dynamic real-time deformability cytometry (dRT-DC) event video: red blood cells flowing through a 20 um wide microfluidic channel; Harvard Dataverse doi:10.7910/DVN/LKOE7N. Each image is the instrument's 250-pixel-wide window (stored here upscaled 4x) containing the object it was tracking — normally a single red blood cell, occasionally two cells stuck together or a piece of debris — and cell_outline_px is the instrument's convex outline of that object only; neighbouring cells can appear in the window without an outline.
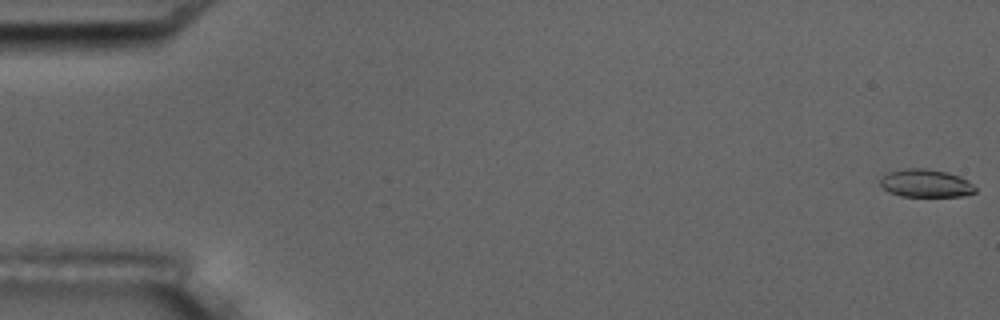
{"species": "common noctule bat (a hibernating species)", "species_latin": "Nyctalus noctula", "temperature_condition": "room temperature", "stored_images_in_passage": 5, "camera_frame_rate_fps": 3000, "um_per_image_px": 0.085, "animal": {"sex": "male", "body_mass_g": 17.5, "forearm_length_mm": 52.3}, "frame": {"image": 1, "passage_image": 1, "time_ms": 0.0, "image_size_px": [1000, 320], "cell_outline_px": [[976, 192], [964, 196], [900, 196], [888, 192], [880, 184], [880, 180], [884, 172], [904, 168], [924, 168], [948, 172], [960, 176], [968, 180], [976, 188]], "centroid_in_image_um": [78.67, 15.57], "position_along_channel_um": 6.3, "area_um2": 15.72}}
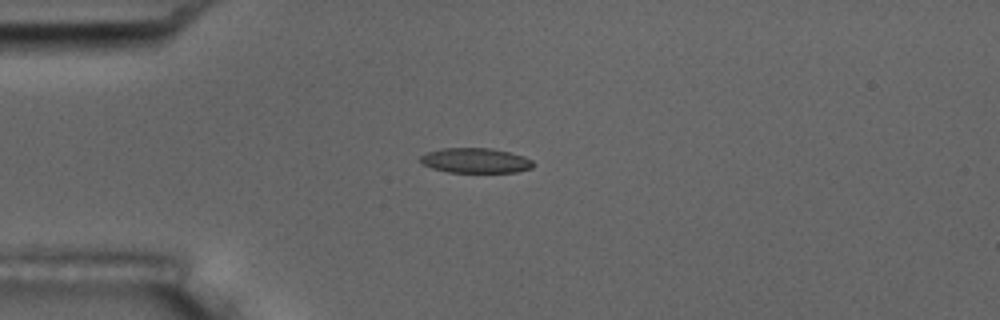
{"frame": {"image": 2, "passage_image": 5, "time_ms": 4.667, "image_size_px": [1000, 320], "cell_outline_px": [[532, 168], [516, 172], [448, 172], [432, 168], [420, 164], [420, 156], [428, 152], [444, 148], [492, 148], [524, 156], [532, 160]], "centroid_in_image_um": [40.39, 13.64], "position_along_channel_um": 44.6, "area_um2": 16.36}}